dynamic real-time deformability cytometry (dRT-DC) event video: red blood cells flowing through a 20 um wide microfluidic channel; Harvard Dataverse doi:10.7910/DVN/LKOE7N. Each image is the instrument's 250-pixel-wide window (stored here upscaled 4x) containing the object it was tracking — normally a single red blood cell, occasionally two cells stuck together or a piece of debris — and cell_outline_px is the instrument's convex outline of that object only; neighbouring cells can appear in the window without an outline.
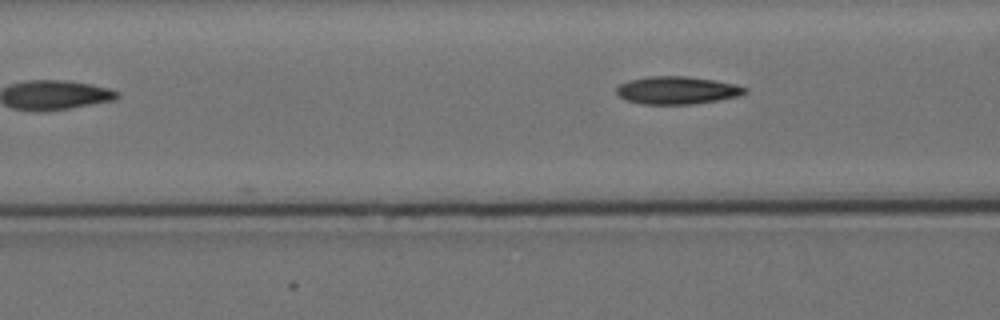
{"species": "Egyptian fruit bat (a non-hibernating species)", "species_latin": "Rousettus aegyptiacus", "temperature_condition": "cold", "stored_images_in_passage": 4, "camera_frame_rate_fps": 3000, "um_per_image_px": 0.085, "animal": {"sex": "female"}, "frame": {"image": 1, "passage_image": 4, "time_ms": 3.667, "image_size_px": [1000, 320], "cell_outline_px": [[748, 92], [740, 96], [692, 104], [640, 104], [628, 100], [620, 96], [616, 92], [616, 88], [620, 84], [628, 80], [648, 76], [684, 76], [712, 80], [736, 84], [748, 88]], "centroid_in_image_um": [57.56, 7.67], "position_along_channel_um": 109.0, "area_um2": 20.69}}